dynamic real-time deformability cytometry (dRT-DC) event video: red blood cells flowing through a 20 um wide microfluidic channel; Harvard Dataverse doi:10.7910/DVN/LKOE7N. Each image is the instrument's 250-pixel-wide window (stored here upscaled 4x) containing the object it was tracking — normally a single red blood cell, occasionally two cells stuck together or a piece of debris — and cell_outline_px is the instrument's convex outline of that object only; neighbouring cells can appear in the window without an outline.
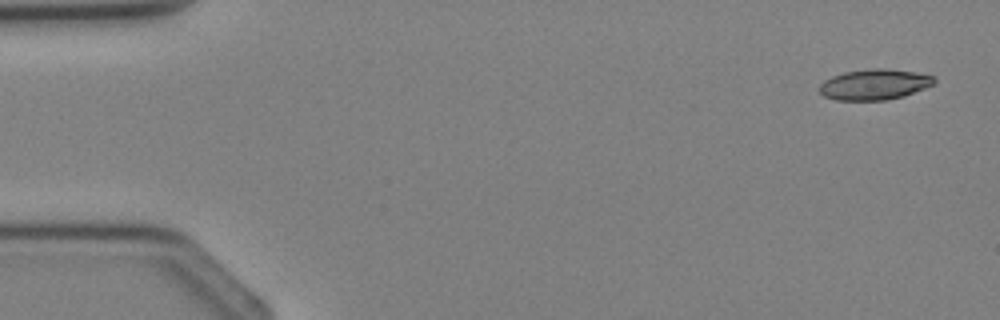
{"species": "Egyptian fruit bat (a non-hibernating species)", "species_latin": "Rousettus aegyptiacus", "temperature_condition": "cold", "stored_images_in_passage": 4, "camera_frame_rate_fps": 3000, "um_per_image_px": 0.085, "animal": {"sex": "female"}, "frame": {"image": 1, "passage_image": 1, "time_ms": 0.0, "image_size_px": [1000, 320], "cell_outline_px": [[936, 84], [904, 96], [888, 100], [836, 100], [824, 96], [816, 88], [824, 80], [832, 76], [844, 72], [872, 68], [888, 68], [916, 72], [932, 76], [936, 80]], "centroid_in_image_um": [74.32, 7.18], "position_along_channel_um": 10.7, "area_um2": 20.75}}
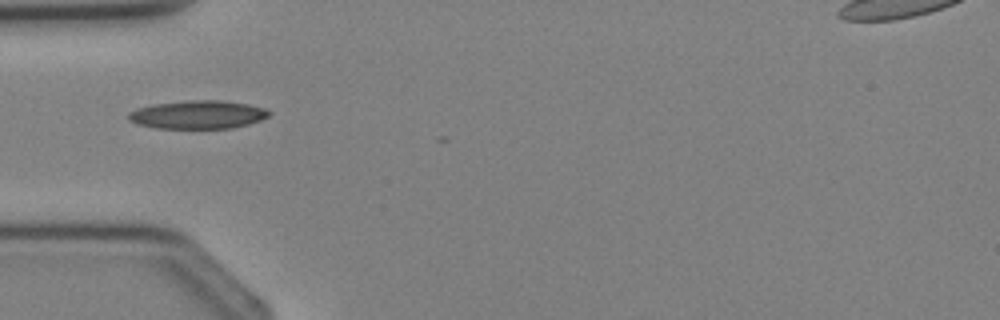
{"frame": {"image": 2, "passage_image": 4, "time_ms": 3.333, "image_size_px": [1000, 320], "cell_outline_px": [[272, 112], [268, 116], [260, 120], [248, 124], [232, 128], [156, 128], [136, 124], [128, 120], [128, 112], [136, 108], [152, 104], [188, 100], [220, 100], [248, 104], [264, 108]], "centroid_in_image_um": [16.78, 9.74], "position_along_channel_um": 68.2, "area_um2": 23.29}}